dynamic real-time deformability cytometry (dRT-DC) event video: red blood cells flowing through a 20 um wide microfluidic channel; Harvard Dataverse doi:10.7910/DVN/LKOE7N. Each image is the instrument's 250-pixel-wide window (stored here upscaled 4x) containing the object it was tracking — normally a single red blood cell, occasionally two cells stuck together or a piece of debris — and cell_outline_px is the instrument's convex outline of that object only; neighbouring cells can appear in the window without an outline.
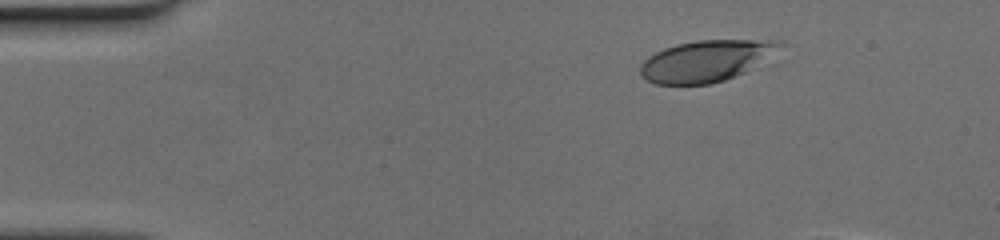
{"species": "human", "species_latin": "Homo sapiens", "temperature_condition": "cold", "stored_images_in_passage": 36, "camera_frame_rate_fps": 3000, "um_per_image_px": 0.085, "donor": {"sex": "female"}, "frame": {"image": 1, "passage_image": 1, "time_ms": 0.0, "image_size_px": [1000, 240], "cell_outline_px": [[788, 44], [744, 72], [724, 80], [708, 84], [656, 84], [640, 76], [640, 64], [648, 56], [664, 48], [676, 44], [696, 40], [776, 40]], "centroid_in_image_um": [59.99, 5.16], "position_along_channel_um": 25.0, "area_um2": 33.41}}
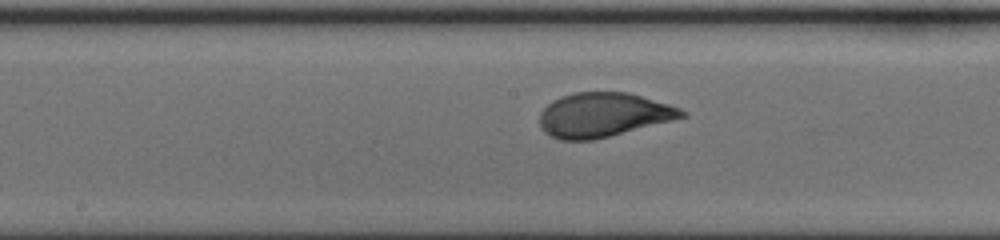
{"frame": {"image": 2, "passage_image": 20, "time_ms": 6.333, "image_size_px": [1000, 240], "cell_outline_px": [[688, 116], [592, 140], [560, 140], [544, 132], [540, 124], [540, 112], [552, 100], [560, 96], [572, 92], [628, 92], [668, 104], [680, 108], [688, 112]], "centroid_in_image_um": [51.26, 9.75], "position_along_channel_um": 196.9, "area_um2": 36.47}}
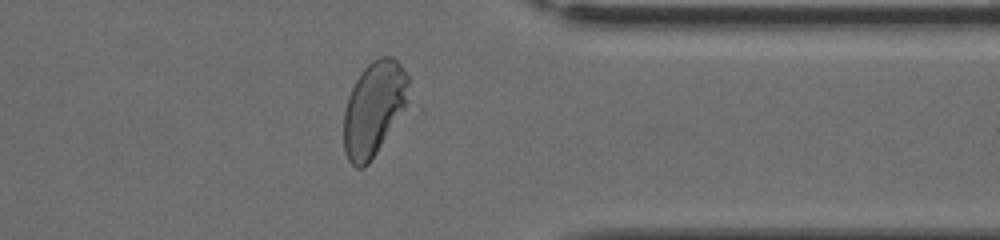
{"frame": {"image": 3, "passage_image": 34, "time_ms": 11.0, "image_size_px": [1000, 240], "cell_outline_px": [[408, 84], [404, 108], [376, 152], [368, 164], [364, 168], [356, 168], [348, 160], [344, 152], [344, 112], [348, 96], [360, 72], [372, 60], [380, 56], [392, 56], [400, 64], [408, 76]], "centroid_in_image_um": [31.73, 9.22], "position_along_channel_um": 379.7, "area_um2": 34.97}}